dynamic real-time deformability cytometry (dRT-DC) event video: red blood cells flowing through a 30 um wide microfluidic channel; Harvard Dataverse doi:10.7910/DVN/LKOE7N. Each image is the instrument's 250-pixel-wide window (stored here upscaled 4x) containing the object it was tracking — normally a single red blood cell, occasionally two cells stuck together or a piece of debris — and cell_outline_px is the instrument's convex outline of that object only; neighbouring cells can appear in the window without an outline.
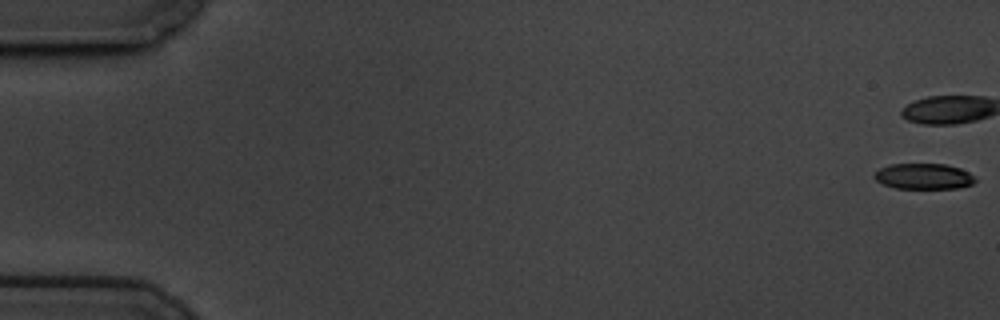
{"species": "common noctule bat (a hibernating species)", "species_latin": "Nyctalus noctula", "temperature_condition": "cold", "stored_images_in_passage": 47, "camera_frame_rate_fps": 3000, "um_per_image_px": 0.085, "animal": {"sex": "male", "body_mass_g": 19.5, "forearm_length_mm": 54.6}, "frame": {"image": 1, "passage_image": 1, "time_ms": 0.0, "image_size_px": [1000, 320], "cell_outline_px": [[976, 180], [972, 184], [960, 188], [896, 188], [884, 184], [876, 180], [872, 176], [880, 168], [888, 164], [944, 164], [960, 168], [968, 172]], "centroid_in_image_um": [78.5, 14.98], "position_along_channel_um": 6.5, "area_um2": 15.03}}